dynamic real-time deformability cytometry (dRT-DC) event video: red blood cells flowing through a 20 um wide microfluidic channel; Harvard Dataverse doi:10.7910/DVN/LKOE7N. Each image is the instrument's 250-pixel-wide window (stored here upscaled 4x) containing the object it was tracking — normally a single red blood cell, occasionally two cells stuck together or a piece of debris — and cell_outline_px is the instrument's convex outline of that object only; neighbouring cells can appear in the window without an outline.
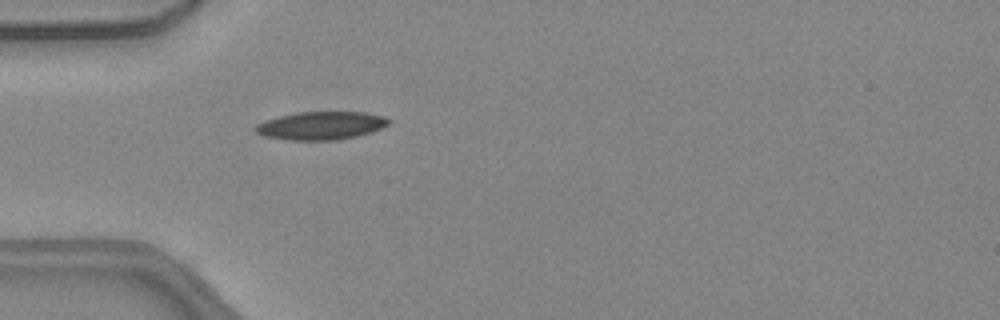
{"species": "common noctule bat (a hibernating species)", "species_latin": "Nyctalus noctula", "temperature_condition": "warm", "stored_images_in_passage": 47, "camera_frame_rate_fps": 3000, "um_per_image_px": 0.085, "animal": {"sex": "female", "body_mass_g": 24.6, "forearm_length_mm": 56.2}, "frame": {"image": 1, "passage_image": 12, "time_ms": 3.667, "image_size_px": [1000, 320], "cell_outline_px": [[392, 120], [388, 124], [372, 132], [356, 136], [336, 140], [288, 140], [264, 136], [256, 132], [252, 128], [256, 124], [264, 120], [296, 112], [364, 112], [384, 116]], "centroid_in_image_um": [27.26, 10.67], "position_along_channel_um": 57.7, "area_um2": 21.91}}
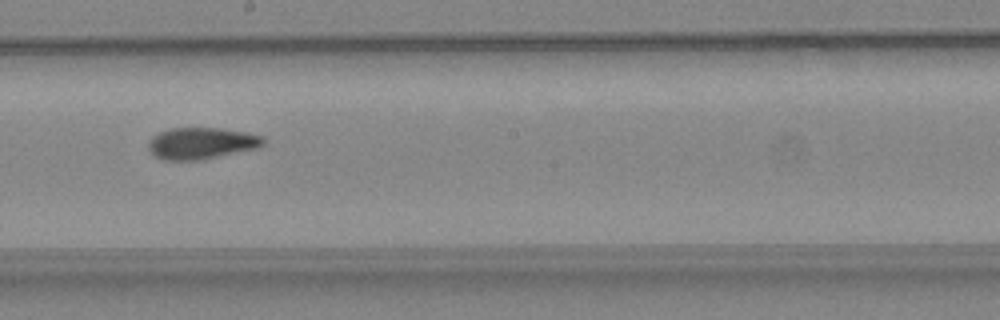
{"frame": {"image": 2, "passage_image": 25, "time_ms": 8.0, "image_size_px": [1000, 320], "cell_outline_px": [[268, 140], [264, 144], [256, 148], [200, 160], [164, 160], [156, 156], [148, 148], [148, 144], [152, 136], [160, 132], [172, 128], [220, 128], [244, 132], [260, 136]], "centroid_in_image_um": [17.11, 12.17], "position_along_channel_um": 231.1, "area_um2": 20.92}}
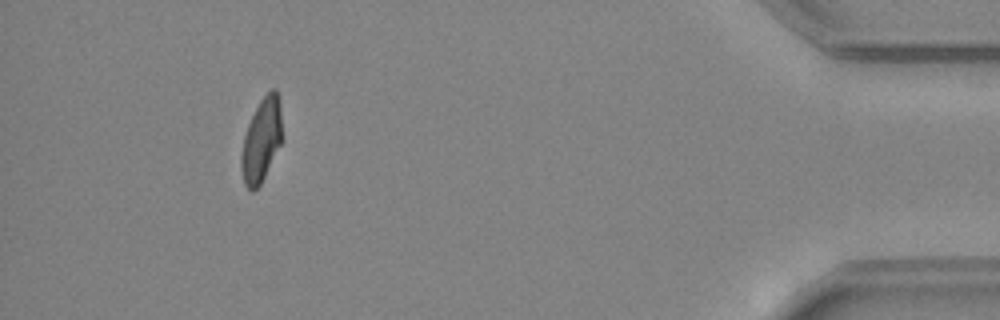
{"frame": {"image": 3, "passage_image": 43, "time_ms": 14.0, "image_size_px": [1000, 320], "cell_outline_px": [[280, 144], [260, 184], [252, 192], [244, 184], [240, 168], [240, 156], [244, 136], [248, 124], [260, 100], [272, 88], [276, 88], [280, 104]], "centroid_in_image_um": [22.18, 11.92], "position_along_channel_um": 413.0, "area_um2": 19.36}, "authors_computed_cell_mechanics": {"area_um2": 20.9814, "velocity_mm_per_s": 4.0977, "shape_relaxation_time_tau1_ms": 11.0677, "shape_relaxation_time_tau2_ms": 3.7946, "deformation_change_tau1": 0.2768, "deformation_change_tau2": 0.0964}}